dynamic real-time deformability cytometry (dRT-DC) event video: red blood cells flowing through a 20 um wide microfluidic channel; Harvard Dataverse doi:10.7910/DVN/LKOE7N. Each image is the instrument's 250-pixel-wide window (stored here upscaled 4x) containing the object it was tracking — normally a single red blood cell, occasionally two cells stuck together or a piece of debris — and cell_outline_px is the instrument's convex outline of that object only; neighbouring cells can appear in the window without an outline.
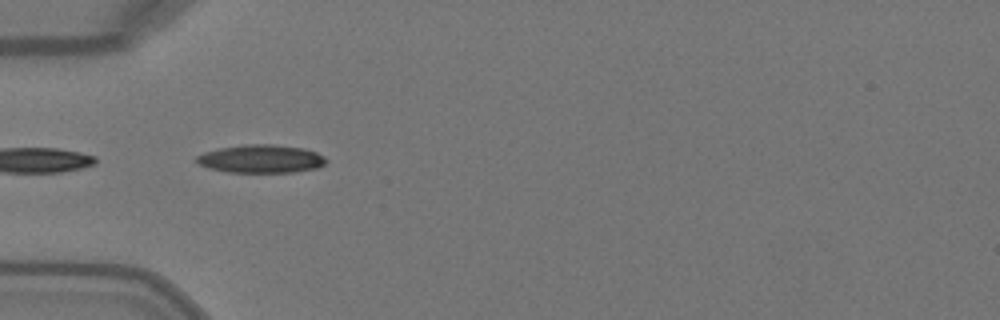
{"species": "Egyptian fruit bat (a non-hibernating species)", "species_latin": "Rousettus aegyptiacus", "temperature_condition": "warm", "stored_images_in_passage": 27, "camera_frame_rate_fps": 3000, "um_per_image_px": 0.085, "animal": {"sex": "female"}, "frame": {"image": 1, "passage_image": 12, "time_ms": 3.667, "image_size_px": [1000, 320], "cell_outline_px": [[328, 160], [324, 164], [316, 168], [292, 172], [228, 172], [208, 168], [200, 164], [196, 160], [196, 156], [204, 152], [220, 148], [248, 144], [272, 144], [304, 148], [316, 152], [324, 156]], "centroid_in_image_um": [22.2, 13.5], "position_along_channel_um": 62.8, "area_um2": 21.15}}